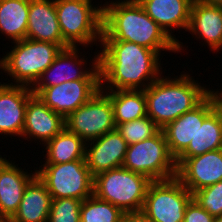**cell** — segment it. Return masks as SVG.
Here are the masks:
<instances>
[{
  "instance_id": "cell-8",
  "label": "cell",
  "mask_w": 222,
  "mask_h": 222,
  "mask_svg": "<svg viewBox=\"0 0 222 222\" xmlns=\"http://www.w3.org/2000/svg\"><path fill=\"white\" fill-rule=\"evenodd\" d=\"M36 170L52 199L75 198L84 200L93 194L94 177L85 159L60 164H44Z\"/></svg>"
},
{
  "instance_id": "cell-6",
  "label": "cell",
  "mask_w": 222,
  "mask_h": 222,
  "mask_svg": "<svg viewBox=\"0 0 222 222\" xmlns=\"http://www.w3.org/2000/svg\"><path fill=\"white\" fill-rule=\"evenodd\" d=\"M91 1L55 0L63 41L69 47H76L79 43L80 46L82 44L86 48L88 44L101 42L102 6L100 4L99 7H94Z\"/></svg>"
},
{
  "instance_id": "cell-19",
  "label": "cell",
  "mask_w": 222,
  "mask_h": 222,
  "mask_svg": "<svg viewBox=\"0 0 222 222\" xmlns=\"http://www.w3.org/2000/svg\"><path fill=\"white\" fill-rule=\"evenodd\" d=\"M26 38L69 47L62 37L57 19L55 0H29V15Z\"/></svg>"
},
{
  "instance_id": "cell-31",
  "label": "cell",
  "mask_w": 222,
  "mask_h": 222,
  "mask_svg": "<svg viewBox=\"0 0 222 222\" xmlns=\"http://www.w3.org/2000/svg\"><path fill=\"white\" fill-rule=\"evenodd\" d=\"M215 217L209 214L194 199L187 205L184 213V222H214Z\"/></svg>"
},
{
  "instance_id": "cell-1",
  "label": "cell",
  "mask_w": 222,
  "mask_h": 222,
  "mask_svg": "<svg viewBox=\"0 0 222 222\" xmlns=\"http://www.w3.org/2000/svg\"><path fill=\"white\" fill-rule=\"evenodd\" d=\"M100 45L101 90H145L162 74L160 54L154 50L120 40H101Z\"/></svg>"
},
{
  "instance_id": "cell-10",
  "label": "cell",
  "mask_w": 222,
  "mask_h": 222,
  "mask_svg": "<svg viewBox=\"0 0 222 222\" xmlns=\"http://www.w3.org/2000/svg\"><path fill=\"white\" fill-rule=\"evenodd\" d=\"M65 128L85 143L116 129L110 98L99 90L87 103L65 118Z\"/></svg>"
},
{
  "instance_id": "cell-24",
  "label": "cell",
  "mask_w": 222,
  "mask_h": 222,
  "mask_svg": "<svg viewBox=\"0 0 222 222\" xmlns=\"http://www.w3.org/2000/svg\"><path fill=\"white\" fill-rule=\"evenodd\" d=\"M104 93L112 103L115 126L147 116L144 90H109Z\"/></svg>"
},
{
  "instance_id": "cell-32",
  "label": "cell",
  "mask_w": 222,
  "mask_h": 222,
  "mask_svg": "<svg viewBox=\"0 0 222 222\" xmlns=\"http://www.w3.org/2000/svg\"><path fill=\"white\" fill-rule=\"evenodd\" d=\"M122 222H152L142 211L125 213Z\"/></svg>"
},
{
  "instance_id": "cell-17",
  "label": "cell",
  "mask_w": 222,
  "mask_h": 222,
  "mask_svg": "<svg viewBox=\"0 0 222 222\" xmlns=\"http://www.w3.org/2000/svg\"><path fill=\"white\" fill-rule=\"evenodd\" d=\"M65 128V118L50 109L38 96L27 103L22 137L34 138L46 144Z\"/></svg>"
},
{
  "instance_id": "cell-3",
  "label": "cell",
  "mask_w": 222,
  "mask_h": 222,
  "mask_svg": "<svg viewBox=\"0 0 222 222\" xmlns=\"http://www.w3.org/2000/svg\"><path fill=\"white\" fill-rule=\"evenodd\" d=\"M163 77L159 76L144 90L147 116L160 129L193 110L212 92L185 73L174 79Z\"/></svg>"
},
{
  "instance_id": "cell-27",
  "label": "cell",
  "mask_w": 222,
  "mask_h": 222,
  "mask_svg": "<svg viewBox=\"0 0 222 222\" xmlns=\"http://www.w3.org/2000/svg\"><path fill=\"white\" fill-rule=\"evenodd\" d=\"M124 214L120 208L92 194L81 204L80 222H122Z\"/></svg>"
},
{
  "instance_id": "cell-29",
  "label": "cell",
  "mask_w": 222,
  "mask_h": 222,
  "mask_svg": "<svg viewBox=\"0 0 222 222\" xmlns=\"http://www.w3.org/2000/svg\"><path fill=\"white\" fill-rule=\"evenodd\" d=\"M82 202L75 198L52 199L47 222H80Z\"/></svg>"
},
{
  "instance_id": "cell-30",
  "label": "cell",
  "mask_w": 222,
  "mask_h": 222,
  "mask_svg": "<svg viewBox=\"0 0 222 222\" xmlns=\"http://www.w3.org/2000/svg\"><path fill=\"white\" fill-rule=\"evenodd\" d=\"M194 201L214 217L222 215V181L193 193Z\"/></svg>"
},
{
  "instance_id": "cell-34",
  "label": "cell",
  "mask_w": 222,
  "mask_h": 222,
  "mask_svg": "<svg viewBox=\"0 0 222 222\" xmlns=\"http://www.w3.org/2000/svg\"><path fill=\"white\" fill-rule=\"evenodd\" d=\"M214 92H215V94L217 96V99H218V102H219V106L222 108V91L219 92L218 90L217 91L214 90Z\"/></svg>"
},
{
  "instance_id": "cell-13",
  "label": "cell",
  "mask_w": 222,
  "mask_h": 222,
  "mask_svg": "<svg viewBox=\"0 0 222 222\" xmlns=\"http://www.w3.org/2000/svg\"><path fill=\"white\" fill-rule=\"evenodd\" d=\"M219 106L217 96L212 91L193 110L168 123L162 130L165 134L169 152L176 159L194 139L199 125Z\"/></svg>"
},
{
  "instance_id": "cell-7",
  "label": "cell",
  "mask_w": 222,
  "mask_h": 222,
  "mask_svg": "<svg viewBox=\"0 0 222 222\" xmlns=\"http://www.w3.org/2000/svg\"><path fill=\"white\" fill-rule=\"evenodd\" d=\"M122 167L151 181L172 179L177 173L175 158L169 152L162 129L148 139L128 145Z\"/></svg>"
},
{
  "instance_id": "cell-4",
  "label": "cell",
  "mask_w": 222,
  "mask_h": 222,
  "mask_svg": "<svg viewBox=\"0 0 222 222\" xmlns=\"http://www.w3.org/2000/svg\"><path fill=\"white\" fill-rule=\"evenodd\" d=\"M13 43L12 50L0 59V69L8 73L16 85L28 87L36 83L62 50L58 44L28 38Z\"/></svg>"
},
{
  "instance_id": "cell-22",
  "label": "cell",
  "mask_w": 222,
  "mask_h": 222,
  "mask_svg": "<svg viewBox=\"0 0 222 222\" xmlns=\"http://www.w3.org/2000/svg\"><path fill=\"white\" fill-rule=\"evenodd\" d=\"M52 197L36 175L26 186L19 208L10 222H47Z\"/></svg>"
},
{
  "instance_id": "cell-25",
  "label": "cell",
  "mask_w": 222,
  "mask_h": 222,
  "mask_svg": "<svg viewBox=\"0 0 222 222\" xmlns=\"http://www.w3.org/2000/svg\"><path fill=\"white\" fill-rule=\"evenodd\" d=\"M29 0H0V32L13 42L26 38Z\"/></svg>"
},
{
  "instance_id": "cell-2",
  "label": "cell",
  "mask_w": 222,
  "mask_h": 222,
  "mask_svg": "<svg viewBox=\"0 0 222 222\" xmlns=\"http://www.w3.org/2000/svg\"><path fill=\"white\" fill-rule=\"evenodd\" d=\"M101 40L129 41L154 50L178 52L177 43L145 12L137 0L102 6Z\"/></svg>"
},
{
  "instance_id": "cell-35",
  "label": "cell",
  "mask_w": 222,
  "mask_h": 222,
  "mask_svg": "<svg viewBox=\"0 0 222 222\" xmlns=\"http://www.w3.org/2000/svg\"><path fill=\"white\" fill-rule=\"evenodd\" d=\"M0 222H10V219L7 216L0 213Z\"/></svg>"
},
{
  "instance_id": "cell-12",
  "label": "cell",
  "mask_w": 222,
  "mask_h": 222,
  "mask_svg": "<svg viewBox=\"0 0 222 222\" xmlns=\"http://www.w3.org/2000/svg\"><path fill=\"white\" fill-rule=\"evenodd\" d=\"M176 178L192 194L222 181V149L194 157H177Z\"/></svg>"
},
{
  "instance_id": "cell-20",
  "label": "cell",
  "mask_w": 222,
  "mask_h": 222,
  "mask_svg": "<svg viewBox=\"0 0 222 222\" xmlns=\"http://www.w3.org/2000/svg\"><path fill=\"white\" fill-rule=\"evenodd\" d=\"M14 164L0 155V213L9 219L17 212L26 186L36 176V170L28 174Z\"/></svg>"
},
{
  "instance_id": "cell-23",
  "label": "cell",
  "mask_w": 222,
  "mask_h": 222,
  "mask_svg": "<svg viewBox=\"0 0 222 222\" xmlns=\"http://www.w3.org/2000/svg\"><path fill=\"white\" fill-rule=\"evenodd\" d=\"M222 149V108L218 106L202 123L188 147L178 157H194Z\"/></svg>"
},
{
  "instance_id": "cell-15",
  "label": "cell",
  "mask_w": 222,
  "mask_h": 222,
  "mask_svg": "<svg viewBox=\"0 0 222 222\" xmlns=\"http://www.w3.org/2000/svg\"><path fill=\"white\" fill-rule=\"evenodd\" d=\"M127 148V142L117 129L87 142L85 161L91 175L94 177L101 172L122 167Z\"/></svg>"
},
{
  "instance_id": "cell-33",
  "label": "cell",
  "mask_w": 222,
  "mask_h": 222,
  "mask_svg": "<svg viewBox=\"0 0 222 222\" xmlns=\"http://www.w3.org/2000/svg\"><path fill=\"white\" fill-rule=\"evenodd\" d=\"M199 1H203L207 4H211V5H216L219 7H222V0H199Z\"/></svg>"
},
{
  "instance_id": "cell-26",
  "label": "cell",
  "mask_w": 222,
  "mask_h": 222,
  "mask_svg": "<svg viewBox=\"0 0 222 222\" xmlns=\"http://www.w3.org/2000/svg\"><path fill=\"white\" fill-rule=\"evenodd\" d=\"M44 146H46L44 164H60L85 159L86 143L66 128Z\"/></svg>"
},
{
  "instance_id": "cell-28",
  "label": "cell",
  "mask_w": 222,
  "mask_h": 222,
  "mask_svg": "<svg viewBox=\"0 0 222 222\" xmlns=\"http://www.w3.org/2000/svg\"><path fill=\"white\" fill-rule=\"evenodd\" d=\"M116 129L128 145L148 139L160 130L149 116L118 124Z\"/></svg>"
},
{
  "instance_id": "cell-11",
  "label": "cell",
  "mask_w": 222,
  "mask_h": 222,
  "mask_svg": "<svg viewBox=\"0 0 222 222\" xmlns=\"http://www.w3.org/2000/svg\"><path fill=\"white\" fill-rule=\"evenodd\" d=\"M77 48V46L67 47L57 54L53 63L41 74L36 83L31 86L34 95L37 96L44 88L60 85L68 81L100 80L99 54L94 57L92 69L84 70L86 60L83 57L79 60L78 57L80 56L78 55L79 50ZM82 65L85 66L81 67Z\"/></svg>"
},
{
  "instance_id": "cell-9",
  "label": "cell",
  "mask_w": 222,
  "mask_h": 222,
  "mask_svg": "<svg viewBox=\"0 0 222 222\" xmlns=\"http://www.w3.org/2000/svg\"><path fill=\"white\" fill-rule=\"evenodd\" d=\"M193 194L175 177L152 181L147 189L142 212L152 222H184Z\"/></svg>"
},
{
  "instance_id": "cell-18",
  "label": "cell",
  "mask_w": 222,
  "mask_h": 222,
  "mask_svg": "<svg viewBox=\"0 0 222 222\" xmlns=\"http://www.w3.org/2000/svg\"><path fill=\"white\" fill-rule=\"evenodd\" d=\"M145 12L177 43L181 52L183 45L172 35V28L187 31L194 0H137ZM171 28V29H169ZM171 31V32H170Z\"/></svg>"
},
{
  "instance_id": "cell-36",
  "label": "cell",
  "mask_w": 222,
  "mask_h": 222,
  "mask_svg": "<svg viewBox=\"0 0 222 222\" xmlns=\"http://www.w3.org/2000/svg\"><path fill=\"white\" fill-rule=\"evenodd\" d=\"M214 222H222V215L215 217Z\"/></svg>"
},
{
  "instance_id": "cell-16",
  "label": "cell",
  "mask_w": 222,
  "mask_h": 222,
  "mask_svg": "<svg viewBox=\"0 0 222 222\" xmlns=\"http://www.w3.org/2000/svg\"><path fill=\"white\" fill-rule=\"evenodd\" d=\"M33 95L31 87L0 83V134L22 137L27 103Z\"/></svg>"
},
{
  "instance_id": "cell-21",
  "label": "cell",
  "mask_w": 222,
  "mask_h": 222,
  "mask_svg": "<svg viewBox=\"0 0 222 222\" xmlns=\"http://www.w3.org/2000/svg\"><path fill=\"white\" fill-rule=\"evenodd\" d=\"M187 31L218 52L222 49V7L194 0Z\"/></svg>"
},
{
  "instance_id": "cell-14",
  "label": "cell",
  "mask_w": 222,
  "mask_h": 222,
  "mask_svg": "<svg viewBox=\"0 0 222 222\" xmlns=\"http://www.w3.org/2000/svg\"><path fill=\"white\" fill-rule=\"evenodd\" d=\"M100 89V80H75L44 88L37 96L50 109L66 118Z\"/></svg>"
},
{
  "instance_id": "cell-5",
  "label": "cell",
  "mask_w": 222,
  "mask_h": 222,
  "mask_svg": "<svg viewBox=\"0 0 222 222\" xmlns=\"http://www.w3.org/2000/svg\"><path fill=\"white\" fill-rule=\"evenodd\" d=\"M152 181L123 167L94 176L93 194L120 208L124 213L142 211Z\"/></svg>"
}]
</instances>
